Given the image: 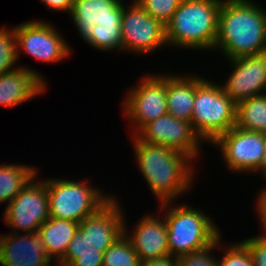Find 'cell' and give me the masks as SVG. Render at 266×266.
Masks as SVG:
<instances>
[{"mask_svg":"<svg viewBox=\"0 0 266 266\" xmlns=\"http://www.w3.org/2000/svg\"><path fill=\"white\" fill-rule=\"evenodd\" d=\"M132 138L138 168L160 204L174 201L192 187L194 167L190 156L146 143L136 135Z\"/></svg>","mask_w":266,"mask_h":266,"instance_id":"6da1fadb","label":"cell"},{"mask_svg":"<svg viewBox=\"0 0 266 266\" xmlns=\"http://www.w3.org/2000/svg\"><path fill=\"white\" fill-rule=\"evenodd\" d=\"M227 57L261 54L266 50V10L250 0H222L214 50Z\"/></svg>","mask_w":266,"mask_h":266,"instance_id":"7a4b0ae2","label":"cell"},{"mask_svg":"<svg viewBox=\"0 0 266 266\" xmlns=\"http://www.w3.org/2000/svg\"><path fill=\"white\" fill-rule=\"evenodd\" d=\"M221 4L222 0H182L165 26L167 45L214 50Z\"/></svg>","mask_w":266,"mask_h":266,"instance_id":"3957f363","label":"cell"},{"mask_svg":"<svg viewBox=\"0 0 266 266\" xmlns=\"http://www.w3.org/2000/svg\"><path fill=\"white\" fill-rule=\"evenodd\" d=\"M160 204L166 211L167 242L170 256L180 257L212 246L221 232L212 219L199 209L188 205ZM169 208V209H168ZM167 209V210H166Z\"/></svg>","mask_w":266,"mask_h":266,"instance_id":"277c9868","label":"cell"},{"mask_svg":"<svg viewBox=\"0 0 266 266\" xmlns=\"http://www.w3.org/2000/svg\"><path fill=\"white\" fill-rule=\"evenodd\" d=\"M206 78L196 77V93L191 125L197 135L211 144L235 127L236 103L223 88Z\"/></svg>","mask_w":266,"mask_h":266,"instance_id":"5b68a950","label":"cell"},{"mask_svg":"<svg viewBox=\"0 0 266 266\" xmlns=\"http://www.w3.org/2000/svg\"><path fill=\"white\" fill-rule=\"evenodd\" d=\"M51 218L67 219L80 223L98 212L113 196H104L101 189L83 181L46 179Z\"/></svg>","mask_w":266,"mask_h":266,"instance_id":"8992f818","label":"cell"},{"mask_svg":"<svg viewBox=\"0 0 266 266\" xmlns=\"http://www.w3.org/2000/svg\"><path fill=\"white\" fill-rule=\"evenodd\" d=\"M37 176L7 204L3 214V221L16 233H36L50 218L47 183L36 181Z\"/></svg>","mask_w":266,"mask_h":266,"instance_id":"52a82bcc","label":"cell"},{"mask_svg":"<svg viewBox=\"0 0 266 266\" xmlns=\"http://www.w3.org/2000/svg\"><path fill=\"white\" fill-rule=\"evenodd\" d=\"M128 94V95H127ZM123 103L125 117L131 120L135 135L148 122L168 114L166 73L144 76L128 91ZM135 126V127H134Z\"/></svg>","mask_w":266,"mask_h":266,"instance_id":"ba28073f","label":"cell"},{"mask_svg":"<svg viewBox=\"0 0 266 266\" xmlns=\"http://www.w3.org/2000/svg\"><path fill=\"white\" fill-rule=\"evenodd\" d=\"M121 33L122 51L134 54H149L167 44L165 26L149 15L136 0L130 7L123 2Z\"/></svg>","mask_w":266,"mask_h":266,"instance_id":"9c48e42d","label":"cell"},{"mask_svg":"<svg viewBox=\"0 0 266 266\" xmlns=\"http://www.w3.org/2000/svg\"><path fill=\"white\" fill-rule=\"evenodd\" d=\"M17 57L23 51L43 62H58L70 55L71 49L60 32L47 22L31 20L15 25ZM21 50V51H20Z\"/></svg>","mask_w":266,"mask_h":266,"instance_id":"30bf717a","label":"cell"},{"mask_svg":"<svg viewBox=\"0 0 266 266\" xmlns=\"http://www.w3.org/2000/svg\"><path fill=\"white\" fill-rule=\"evenodd\" d=\"M266 134L236 126L221 134L213 144L220 148L226 166L234 173L255 172L265 150Z\"/></svg>","mask_w":266,"mask_h":266,"instance_id":"8fae6325","label":"cell"},{"mask_svg":"<svg viewBox=\"0 0 266 266\" xmlns=\"http://www.w3.org/2000/svg\"><path fill=\"white\" fill-rule=\"evenodd\" d=\"M135 135L141 141L174 149L193 160L200 153L202 139L193 130L191 122L177 119L170 114L148 122Z\"/></svg>","mask_w":266,"mask_h":266,"instance_id":"7c38bea8","label":"cell"},{"mask_svg":"<svg viewBox=\"0 0 266 266\" xmlns=\"http://www.w3.org/2000/svg\"><path fill=\"white\" fill-rule=\"evenodd\" d=\"M229 61L233 71L221 86L236 104L266 93V56L264 53L236 57Z\"/></svg>","mask_w":266,"mask_h":266,"instance_id":"4fadbf2b","label":"cell"},{"mask_svg":"<svg viewBox=\"0 0 266 266\" xmlns=\"http://www.w3.org/2000/svg\"><path fill=\"white\" fill-rule=\"evenodd\" d=\"M50 263L52 259L47 255L37 232L0 235L2 266H50Z\"/></svg>","mask_w":266,"mask_h":266,"instance_id":"5bb4252c","label":"cell"},{"mask_svg":"<svg viewBox=\"0 0 266 266\" xmlns=\"http://www.w3.org/2000/svg\"><path fill=\"white\" fill-rule=\"evenodd\" d=\"M125 224L124 235L131 242L141 261L170 256L165 219L146 215L139 219L135 231L131 232L132 235H128V227Z\"/></svg>","mask_w":266,"mask_h":266,"instance_id":"9a60e30c","label":"cell"},{"mask_svg":"<svg viewBox=\"0 0 266 266\" xmlns=\"http://www.w3.org/2000/svg\"><path fill=\"white\" fill-rule=\"evenodd\" d=\"M124 214L113 197L95 214L84 218L79 229L95 246H111L124 235Z\"/></svg>","mask_w":266,"mask_h":266,"instance_id":"2e32d148","label":"cell"},{"mask_svg":"<svg viewBox=\"0 0 266 266\" xmlns=\"http://www.w3.org/2000/svg\"><path fill=\"white\" fill-rule=\"evenodd\" d=\"M47 83L32 68L18 67L0 75V105L15 107L46 91Z\"/></svg>","mask_w":266,"mask_h":266,"instance_id":"e0dca14e","label":"cell"},{"mask_svg":"<svg viewBox=\"0 0 266 266\" xmlns=\"http://www.w3.org/2000/svg\"><path fill=\"white\" fill-rule=\"evenodd\" d=\"M122 0H74L69 13L85 41L99 22L122 20Z\"/></svg>","mask_w":266,"mask_h":266,"instance_id":"ac0fdd59","label":"cell"},{"mask_svg":"<svg viewBox=\"0 0 266 266\" xmlns=\"http://www.w3.org/2000/svg\"><path fill=\"white\" fill-rule=\"evenodd\" d=\"M196 93V76L166 75V105L168 114L191 121Z\"/></svg>","mask_w":266,"mask_h":266,"instance_id":"d6986e66","label":"cell"},{"mask_svg":"<svg viewBox=\"0 0 266 266\" xmlns=\"http://www.w3.org/2000/svg\"><path fill=\"white\" fill-rule=\"evenodd\" d=\"M79 229V223L60 218H49L38 229L47 255L57 264L66 254L69 243Z\"/></svg>","mask_w":266,"mask_h":266,"instance_id":"ffe728a7","label":"cell"},{"mask_svg":"<svg viewBox=\"0 0 266 266\" xmlns=\"http://www.w3.org/2000/svg\"><path fill=\"white\" fill-rule=\"evenodd\" d=\"M110 246L93 245L80 229L71 239L64 257L55 266H102L103 253Z\"/></svg>","mask_w":266,"mask_h":266,"instance_id":"44dd1931","label":"cell"},{"mask_svg":"<svg viewBox=\"0 0 266 266\" xmlns=\"http://www.w3.org/2000/svg\"><path fill=\"white\" fill-rule=\"evenodd\" d=\"M237 128L266 134V93L236 104Z\"/></svg>","mask_w":266,"mask_h":266,"instance_id":"7402d4cb","label":"cell"},{"mask_svg":"<svg viewBox=\"0 0 266 266\" xmlns=\"http://www.w3.org/2000/svg\"><path fill=\"white\" fill-rule=\"evenodd\" d=\"M37 174L33 166L0 165V203H9Z\"/></svg>","mask_w":266,"mask_h":266,"instance_id":"603a6c76","label":"cell"},{"mask_svg":"<svg viewBox=\"0 0 266 266\" xmlns=\"http://www.w3.org/2000/svg\"><path fill=\"white\" fill-rule=\"evenodd\" d=\"M122 20L99 22L85 43L99 51L122 50Z\"/></svg>","mask_w":266,"mask_h":266,"instance_id":"cb8c5ba5","label":"cell"},{"mask_svg":"<svg viewBox=\"0 0 266 266\" xmlns=\"http://www.w3.org/2000/svg\"><path fill=\"white\" fill-rule=\"evenodd\" d=\"M140 262L131 242L122 235L103 253L102 266H140Z\"/></svg>","mask_w":266,"mask_h":266,"instance_id":"d4e9b609","label":"cell"},{"mask_svg":"<svg viewBox=\"0 0 266 266\" xmlns=\"http://www.w3.org/2000/svg\"><path fill=\"white\" fill-rule=\"evenodd\" d=\"M17 37L15 27L0 29V75L14 70L17 61Z\"/></svg>","mask_w":266,"mask_h":266,"instance_id":"484cf974","label":"cell"},{"mask_svg":"<svg viewBox=\"0 0 266 266\" xmlns=\"http://www.w3.org/2000/svg\"><path fill=\"white\" fill-rule=\"evenodd\" d=\"M154 19L164 26L171 20L182 0H136Z\"/></svg>","mask_w":266,"mask_h":266,"instance_id":"4316f807","label":"cell"},{"mask_svg":"<svg viewBox=\"0 0 266 266\" xmlns=\"http://www.w3.org/2000/svg\"><path fill=\"white\" fill-rule=\"evenodd\" d=\"M223 256L217 260L218 266H254L248 249L240 242L226 245Z\"/></svg>","mask_w":266,"mask_h":266,"instance_id":"83f0119b","label":"cell"},{"mask_svg":"<svg viewBox=\"0 0 266 266\" xmlns=\"http://www.w3.org/2000/svg\"><path fill=\"white\" fill-rule=\"evenodd\" d=\"M221 237L210 247L190 253L187 255H183L178 257V265L179 266H218L217 259L213 256L212 253L215 248H219L221 245Z\"/></svg>","mask_w":266,"mask_h":266,"instance_id":"f1b7e54d","label":"cell"},{"mask_svg":"<svg viewBox=\"0 0 266 266\" xmlns=\"http://www.w3.org/2000/svg\"><path fill=\"white\" fill-rule=\"evenodd\" d=\"M241 243L248 249L254 266H266V237L264 235L244 239Z\"/></svg>","mask_w":266,"mask_h":266,"instance_id":"f546056e","label":"cell"},{"mask_svg":"<svg viewBox=\"0 0 266 266\" xmlns=\"http://www.w3.org/2000/svg\"><path fill=\"white\" fill-rule=\"evenodd\" d=\"M256 203V210L259 214L258 217L260 219V224L263 229V233L261 234L266 237V187L263 188V190L258 195Z\"/></svg>","mask_w":266,"mask_h":266,"instance_id":"4dcf8cb0","label":"cell"},{"mask_svg":"<svg viewBox=\"0 0 266 266\" xmlns=\"http://www.w3.org/2000/svg\"><path fill=\"white\" fill-rule=\"evenodd\" d=\"M41 2L52 10L70 13L74 0H41Z\"/></svg>","mask_w":266,"mask_h":266,"instance_id":"1f68e13d","label":"cell"},{"mask_svg":"<svg viewBox=\"0 0 266 266\" xmlns=\"http://www.w3.org/2000/svg\"><path fill=\"white\" fill-rule=\"evenodd\" d=\"M140 266H179V265L177 257L166 256L162 258L141 261Z\"/></svg>","mask_w":266,"mask_h":266,"instance_id":"d6a6232c","label":"cell"},{"mask_svg":"<svg viewBox=\"0 0 266 266\" xmlns=\"http://www.w3.org/2000/svg\"><path fill=\"white\" fill-rule=\"evenodd\" d=\"M261 171L262 174H264V177L266 178V140H265V150L262 157V162L259 166V168L255 171L258 172Z\"/></svg>","mask_w":266,"mask_h":266,"instance_id":"836d02e7","label":"cell"}]
</instances>
